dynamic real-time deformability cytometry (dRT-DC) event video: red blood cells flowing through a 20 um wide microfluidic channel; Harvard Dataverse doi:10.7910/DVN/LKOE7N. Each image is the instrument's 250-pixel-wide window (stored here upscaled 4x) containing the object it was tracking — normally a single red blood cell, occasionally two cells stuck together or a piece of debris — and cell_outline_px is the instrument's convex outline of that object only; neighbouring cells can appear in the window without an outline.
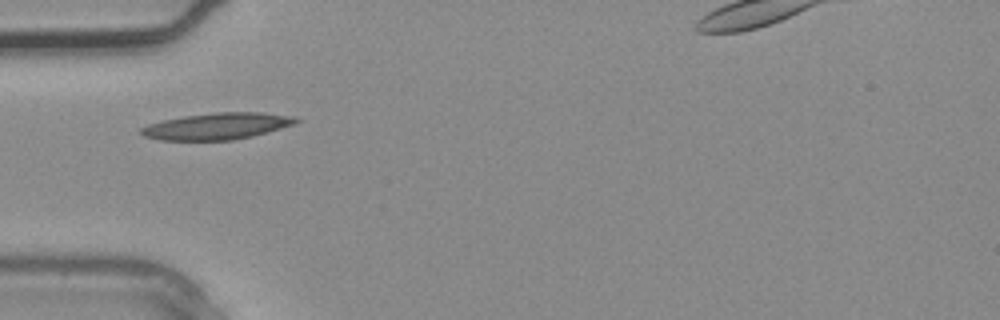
{"species": "common noctule bat (a hibernating species)", "species_latin": "Nyctalus noctula", "temperature_condition": "warm", "stored_images_in_passage": 2, "segment_of_instrument_passage": [1, 2], "camera_frame_rate_fps": 3000, "um_per_image_px": 0.085, "animal": {"sex": "male", "body_mass_g": 20.4}, "frame": {"image": 1, "passage_image": 1, "time_ms": 0.0, "image_size_px": [1000, 320], "cell_outline_px": [[300, 120], [296, 124], [268, 132], [252, 136], [232, 140], [160, 140], [144, 136], [140, 132], [140, 128], [148, 124], [164, 120], [184, 116], [216, 112], [260, 112], [292, 116]], "centroid_in_image_um": [18.46, 10.72], "position_along_channel_um": 66.5, "area_um2": 23.93}}